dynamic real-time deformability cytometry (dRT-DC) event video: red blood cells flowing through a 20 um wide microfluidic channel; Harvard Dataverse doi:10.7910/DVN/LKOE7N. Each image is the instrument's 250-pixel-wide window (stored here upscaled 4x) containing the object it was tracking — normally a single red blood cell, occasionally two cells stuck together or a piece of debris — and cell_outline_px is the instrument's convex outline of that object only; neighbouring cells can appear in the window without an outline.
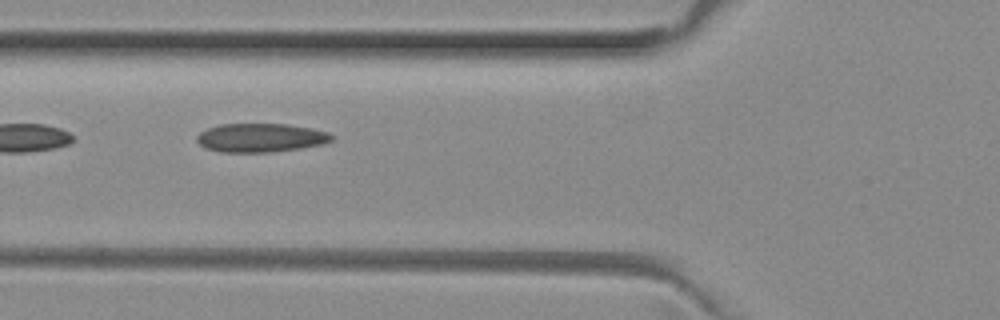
{"species": "common noctule bat (a hibernating species)", "species_latin": "Nyctalus noctula", "temperature_condition": "room temperature", "stored_images_in_passage": 12, "camera_frame_rate_fps": 3000, "um_per_image_px": 0.085, "animal": {"sex": "female", "body_mass_g": 29.2, "forearm_length_mm": 56.3}, "frame": {"image": 1, "passage_image": 4, "time_ms": 1.0, "image_size_px": [1000, 320], "cell_outline_px": [[332, 140], [324, 144], [300, 148], [272, 152], [220, 152], [208, 148], [200, 144], [196, 140], [196, 136], [200, 132], [208, 128], [220, 124], [288, 124], [312, 128], [328, 132], [332, 136]], "centroid_in_image_um": [22.16, 11.7], "position_along_channel_um": 103.6, "area_um2": 22.54}}
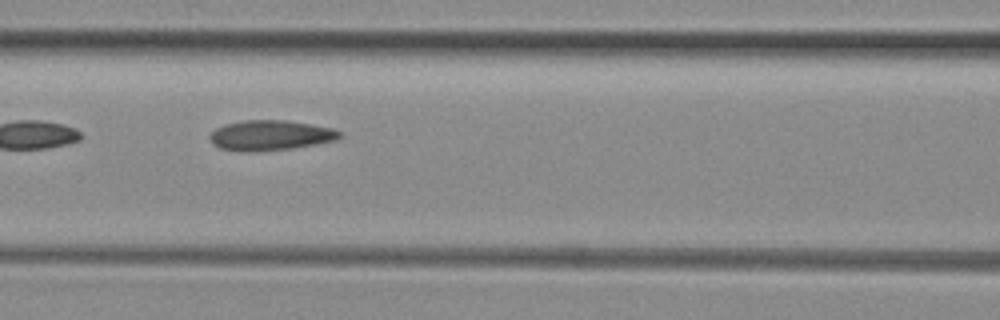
{"frame": {"image": 2, "passage_image": 7, "time_ms": 2.0, "image_size_px": [1000, 320], "cell_outline_px": [[340, 136], [336, 140], [316, 144], [292, 148], [252, 152], [244, 152], [220, 148], [208, 136], [216, 128], [224, 124], [244, 120], [284, 120], [332, 128], [340, 132]], "centroid_in_image_um": [22.96, 11.5], "position_along_channel_um": 143.6, "area_um2": 22.54}}
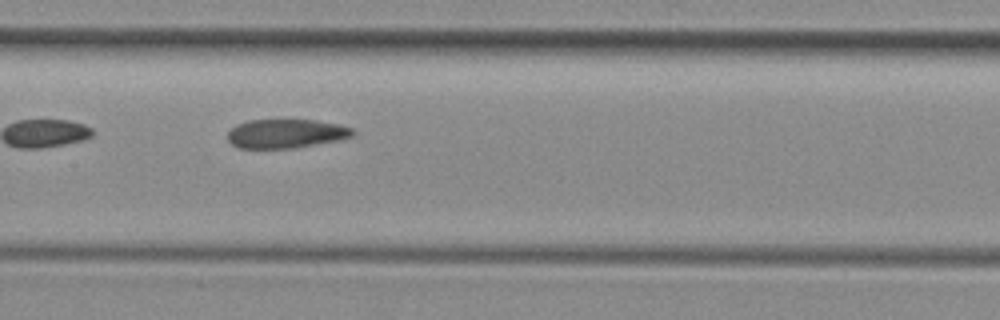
{"frame": {"image": 3, "passage_image": 10, "time_ms": 3.0, "image_size_px": [1000, 320], "cell_outline_px": [[356, 132], [352, 136], [336, 140], [296, 148], [240, 148], [232, 144], [228, 140], [228, 132], [236, 124], [248, 120], [312, 120], [336, 124], [352, 128]], "centroid_in_image_um": [24.28, 11.36], "position_along_channel_um": 183.1, "area_um2": 20.92}}